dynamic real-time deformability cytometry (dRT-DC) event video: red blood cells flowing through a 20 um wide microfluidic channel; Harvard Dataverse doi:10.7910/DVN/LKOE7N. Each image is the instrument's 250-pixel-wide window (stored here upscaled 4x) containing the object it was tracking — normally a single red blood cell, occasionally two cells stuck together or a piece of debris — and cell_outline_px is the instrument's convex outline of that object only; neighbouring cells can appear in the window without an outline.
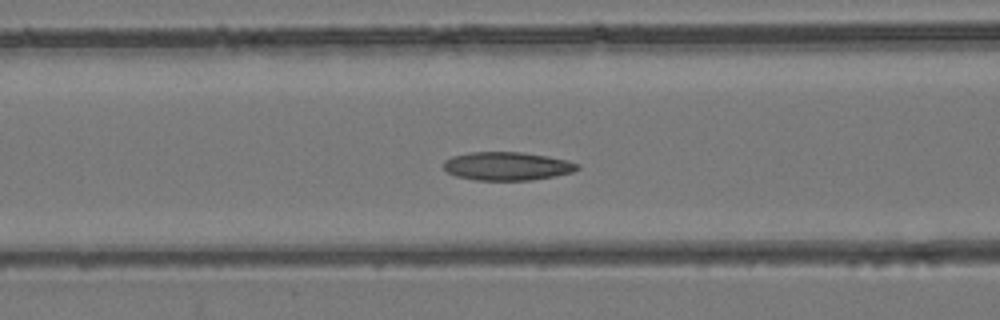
{"species": "common noctule bat (a hibernating species)", "species_latin": "Nyctalus noctula", "temperature_condition": "room temperature", "stored_images_in_passage": 44, "camera_frame_rate_fps": 3000, "um_per_image_px": 0.085, "animal": {"sex": "female", "body_mass_g": 24.6, "forearm_length_mm": 56.2}, "frame": {"image": 1, "passage_image": 18, "time_ms": 5.667, "image_size_px": [1000, 320], "cell_outline_px": [[580, 168], [572, 172], [556, 176], [532, 180], [476, 180], [456, 176], [448, 172], [444, 168], [444, 160], [452, 156], [472, 152], [524, 152], [548, 156], [568, 160], [580, 164]], "centroid_in_image_um": [43.14, 14.12], "position_along_channel_um": 123.5, "area_um2": 22.25}}
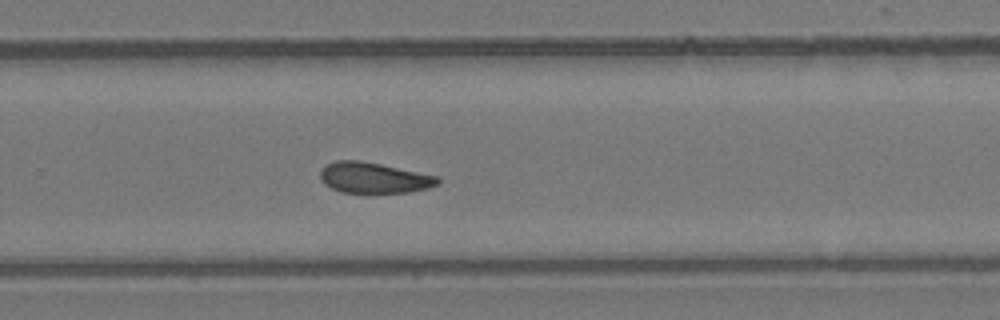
{"frame": {"image": 2, "passage_image": 29, "time_ms": 9.333, "image_size_px": [1000, 320], "cell_outline_px": [[440, 184], [428, 188], [408, 192], [340, 192], [324, 184], [320, 180], [320, 168], [324, 164], [336, 160], [360, 160], [380, 164], [436, 176], [440, 180]], "centroid_in_image_um": [31.71, 15.1], "position_along_channel_um": 298.1, "area_um2": 20.98}}
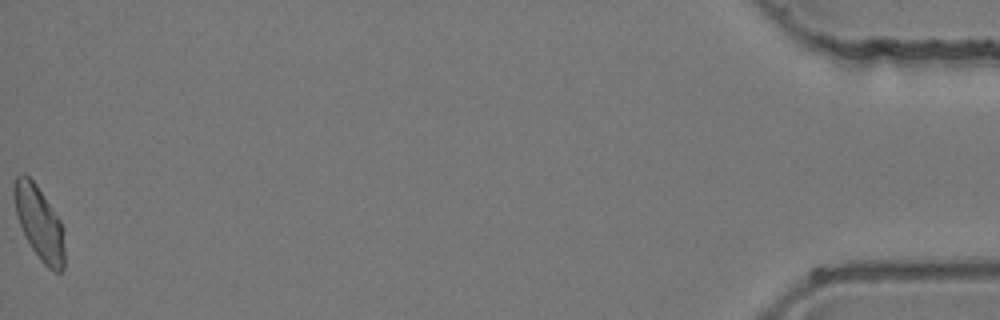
{"frame": {"image": 3, "passage_image": 44, "time_ms": 14.333, "image_size_px": [1000, 320], "cell_outline_px": [[64, 268], [60, 272], [52, 272], [40, 260], [32, 248], [20, 224], [16, 212], [12, 192], [12, 188], [16, 176], [20, 172], [24, 172], [36, 184], [60, 220], [64, 228]], "centroid_in_image_um": [3.34, 18.93], "position_along_channel_um": 431.9, "area_um2": 21.68}}